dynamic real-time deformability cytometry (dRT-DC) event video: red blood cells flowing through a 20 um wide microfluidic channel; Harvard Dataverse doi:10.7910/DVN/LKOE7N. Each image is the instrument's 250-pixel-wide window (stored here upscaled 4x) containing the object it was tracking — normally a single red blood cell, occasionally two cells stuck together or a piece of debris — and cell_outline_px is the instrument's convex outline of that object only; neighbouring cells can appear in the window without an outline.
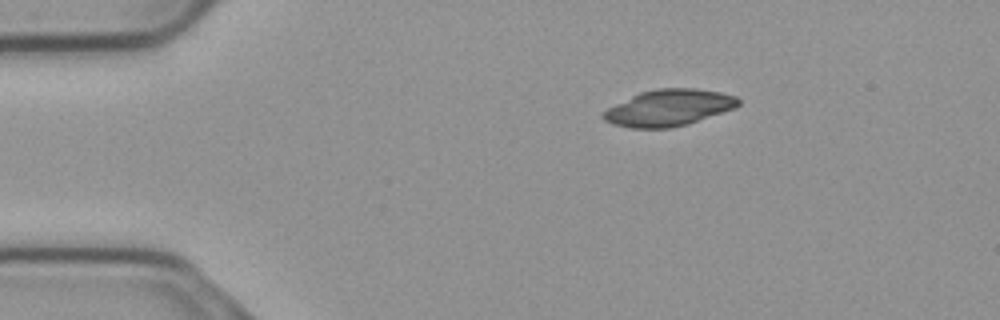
{"species": "common noctule bat (a hibernating species)", "species_latin": "Nyctalus noctula", "temperature_condition": "cold", "stored_images_in_passage": 46, "camera_frame_rate_fps": 3000, "um_per_image_px": 0.085, "animal": {"sex": "male", "body_mass_g": 23.1, "forearm_length_mm": 52.7}, "frame": {"image": 1, "passage_image": 1, "time_ms": 0.0, "image_size_px": [1000, 320], "cell_outline_px": [[740, 104], [736, 108], [688, 124], [668, 128], [628, 128], [612, 124], [604, 120], [600, 116], [608, 108], [640, 92], [656, 88], [696, 88], [720, 92], [736, 96], [740, 100]], "centroid_in_image_um": [56.86, 9.16], "position_along_channel_um": 28.1, "area_um2": 28.78}}